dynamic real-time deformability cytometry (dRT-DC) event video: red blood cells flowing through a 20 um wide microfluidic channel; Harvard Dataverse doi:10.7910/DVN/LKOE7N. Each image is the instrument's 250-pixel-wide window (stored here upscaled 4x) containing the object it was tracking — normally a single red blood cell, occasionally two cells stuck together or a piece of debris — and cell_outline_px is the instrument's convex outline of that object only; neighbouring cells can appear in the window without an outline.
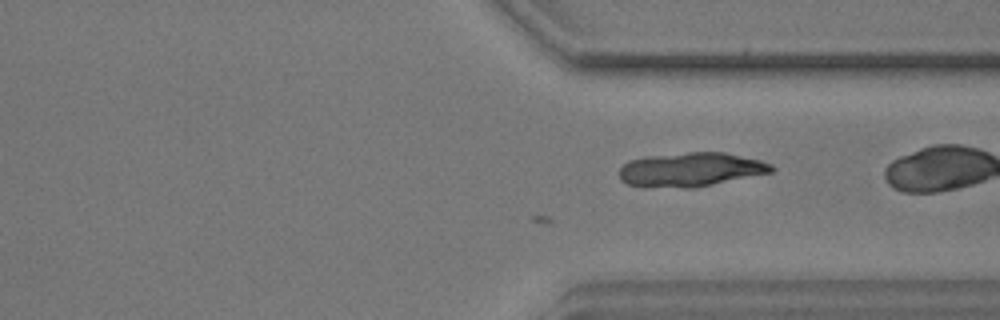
{"species": "common noctule bat (a hibernating species)", "species_latin": "Nyctalus noctula", "temperature_condition": "warm", "stored_images_in_passage": 25, "camera_frame_rate_fps": 3000, "um_per_image_px": 0.085, "animal": {"sex": "male", "body_mass_g": 17.9}, "frame": {"image": 1, "passage_image": 25, "time_ms": 8.0, "image_size_px": [1000, 320], "cell_outline_px": [[776, 168], [772, 172], [692, 188], [644, 188], [628, 184], [620, 180], [620, 168], [628, 160], [644, 156], [688, 152], [724, 152], [760, 160], [772, 164]], "centroid_in_image_um": [58.66, 14.42], "position_along_channel_um": 352.7, "area_um2": 30.52}}